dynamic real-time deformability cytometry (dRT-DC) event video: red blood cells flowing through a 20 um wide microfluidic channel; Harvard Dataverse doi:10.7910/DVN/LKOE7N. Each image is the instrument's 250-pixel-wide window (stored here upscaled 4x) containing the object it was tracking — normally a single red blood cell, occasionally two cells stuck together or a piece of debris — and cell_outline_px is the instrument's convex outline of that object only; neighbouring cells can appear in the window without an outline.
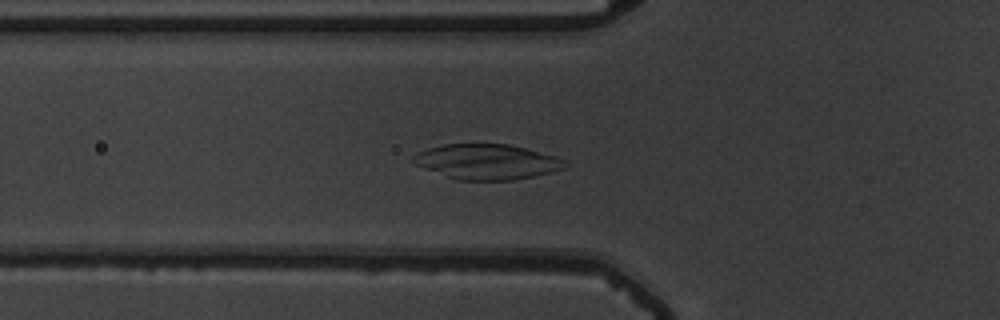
{"species": "common noctule bat (a hibernating species)", "species_latin": "Nyctalus noctula", "temperature_condition": "warm", "stored_images_in_passage": 38, "camera_frame_rate_fps": 3000, "um_per_image_px": 0.085, "animal": {"sex": "male", "body_mass_g": 19.5, "forearm_length_mm": 54.6}, "frame": {"image": 1, "passage_image": 3, "time_ms": 0.667, "image_size_px": [1000, 320], "cell_outline_px": [[568, 164], [564, 168], [552, 172], [516, 180], [456, 180], [424, 168], [416, 164], [412, 160], [412, 156], [428, 148], [444, 144], [508, 144], [556, 156], [564, 160]], "centroid_in_image_um": [41.4, 13.76], "position_along_channel_um": 84.4, "area_um2": 30.98}}
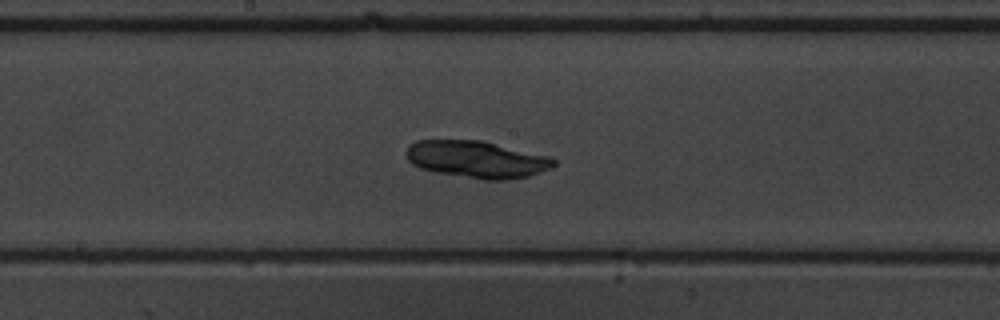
{"frame": {"image": 2, "passage_image": 13, "time_ms": 4.0, "image_size_px": [1000, 320], "cell_outline_px": [[556, 164], [552, 168], [528, 176], [504, 180], [484, 180], [436, 172], [420, 168], [412, 164], [408, 160], [404, 152], [408, 144], [416, 140], [480, 140], [548, 156], [556, 160]], "centroid_in_image_um": [40.48, 13.54], "position_along_channel_um": 207.7, "area_um2": 31.91}}
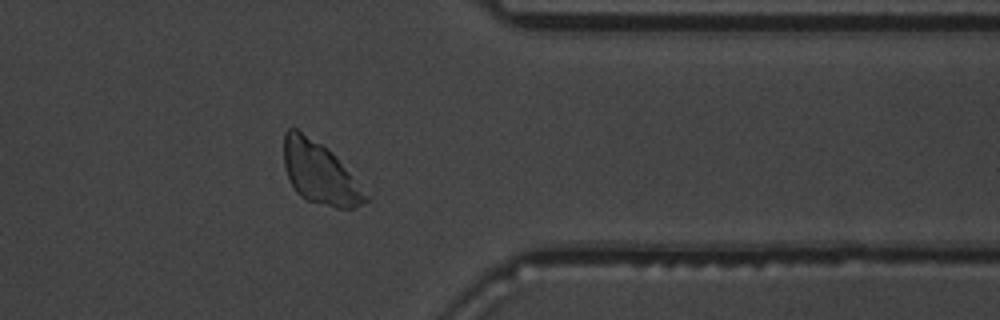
{"frame": {"image": 3, "passage_image": 28, "time_ms": 9.0, "image_size_px": [1000, 320], "cell_outline_px": [[368, 200], [364, 204], [352, 208], [336, 208], [308, 200], [300, 196], [296, 192], [284, 168], [284, 132], [288, 128], [296, 128], [328, 148], [332, 152], [368, 196]], "centroid_in_image_um": [27.14, 14.7], "position_along_channel_um": 384.3, "area_um2": 29.02}}